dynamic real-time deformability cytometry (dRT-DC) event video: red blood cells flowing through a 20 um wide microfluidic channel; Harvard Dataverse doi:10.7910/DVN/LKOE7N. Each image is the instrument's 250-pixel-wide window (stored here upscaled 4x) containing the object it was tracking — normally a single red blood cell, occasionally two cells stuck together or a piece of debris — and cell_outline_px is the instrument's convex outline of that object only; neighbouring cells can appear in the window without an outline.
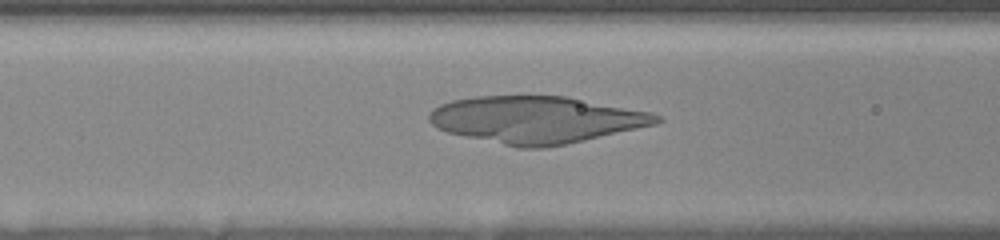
{"species": "human", "species_latin": "Homo sapiens", "temperature_condition": "room temperature", "stored_images_in_passage": 13, "camera_frame_rate_fps": 3000, "um_per_image_px": 0.085, "donor": {"sex": "female"}, "frame": {"image": 1, "passage_image": 13, "time_ms": 5.667, "image_size_px": [1000, 240], "cell_outline_px": [[664, 120], [656, 124], [584, 140], [544, 148], [516, 148], [448, 132], [436, 128], [428, 120], [428, 112], [432, 108], [440, 104], [452, 100], [476, 96], [568, 96], [652, 112], [660, 116]], "centroid_in_image_um": [45.56, 10.17], "position_along_channel_um": 121.0, "area_um2": 62.42}}